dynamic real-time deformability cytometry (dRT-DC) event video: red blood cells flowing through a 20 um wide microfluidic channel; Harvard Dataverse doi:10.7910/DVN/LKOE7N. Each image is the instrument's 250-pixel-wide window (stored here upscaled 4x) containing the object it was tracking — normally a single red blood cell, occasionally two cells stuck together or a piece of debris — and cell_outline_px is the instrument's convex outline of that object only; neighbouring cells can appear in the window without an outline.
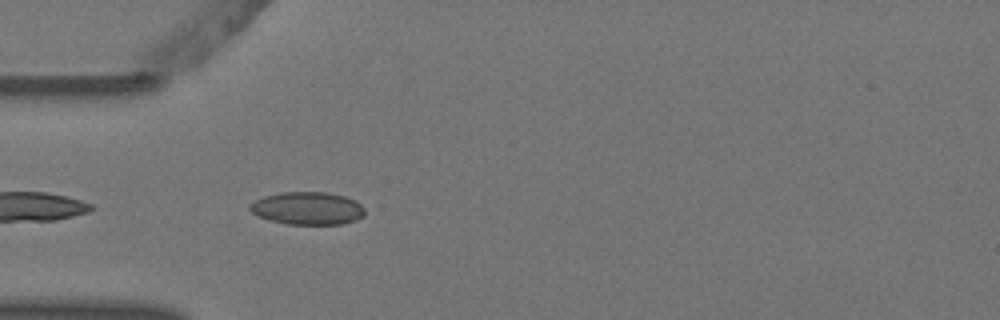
{"species": "Egyptian fruit bat (a non-hibernating species)", "species_latin": "Rousettus aegyptiacus", "temperature_condition": "warm", "stored_images_in_passage": 4, "camera_frame_rate_fps": 3000, "um_per_image_px": 0.085, "animal": {"sex": "female"}, "frame": {"image": 1, "passage_image": 4, "time_ms": 1.0, "image_size_px": [1000, 320], "cell_outline_px": [[364, 216], [356, 220], [344, 224], [288, 224], [268, 220], [252, 212], [248, 208], [256, 200], [264, 196], [280, 192], [324, 192], [344, 196], [356, 200], [364, 208]], "centroid_in_image_um": [26.17, 17.71], "position_along_channel_um": 58.8, "area_um2": 21.91}}